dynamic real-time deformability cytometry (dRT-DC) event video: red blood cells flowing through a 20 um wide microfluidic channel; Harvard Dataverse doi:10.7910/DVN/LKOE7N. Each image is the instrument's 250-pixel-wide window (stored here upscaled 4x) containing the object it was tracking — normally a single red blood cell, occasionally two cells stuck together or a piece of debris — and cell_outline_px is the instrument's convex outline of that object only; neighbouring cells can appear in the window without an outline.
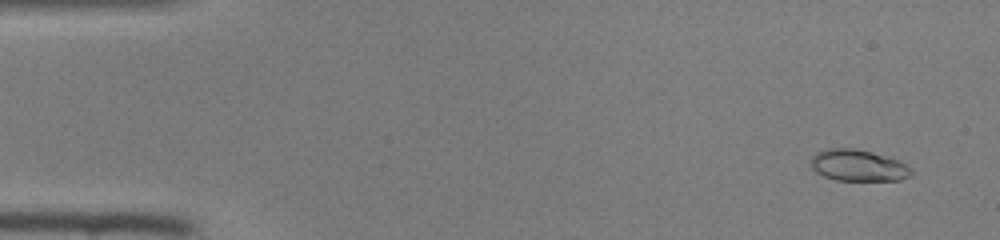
{"species": "common noctule bat (a hibernating species)", "species_latin": "Nyctalus noctula", "temperature_condition": "room temperature", "stored_images_in_passage": 47, "camera_frame_rate_fps": 3000, "um_per_image_px": 0.085, "animal": {"sex": "female", "body_mass_g": 22.0, "forearm_length_mm": 56.7}, "frame": {"image": 1, "passage_image": 3, "time_ms": 0.667, "image_size_px": [1000, 240], "cell_outline_px": [[912, 176], [900, 180], [836, 180], [824, 176], [816, 172], [812, 168], [812, 156], [816, 152], [828, 148], [856, 148], [872, 152], [896, 160], [912, 168]], "centroid_in_image_um": [72.94, 14.06], "position_along_channel_um": 12.1, "area_um2": 18.32}}
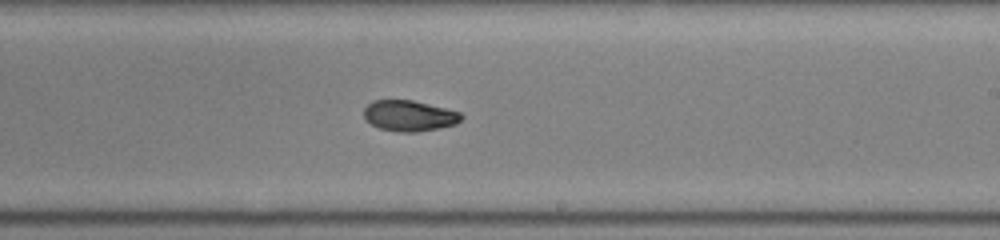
{"frame": {"image": 2, "passage_image": 28, "time_ms": 9.0, "image_size_px": [1000, 240], "cell_outline_px": [[464, 116], [456, 124], [440, 128], [416, 132], [400, 132], [380, 128], [364, 120], [364, 108], [372, 100], [412, 100], [460, 112]], "centroid_in_image_um": [34.77, 9.84], "position_along_channel_um": 254.2, "area_um2": 17.46}}
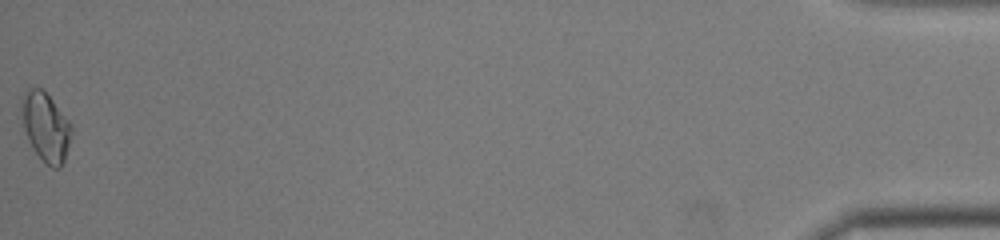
{"frame": {"image": 3, "passage_image": 47, "time_ms": 15.333, "image_size_px": [1000, 240], "cell_outline_px": [[72, 132], [64, 160], [60, 168], [52, 168], [32, 148], [28, 140], [24, 128], [20, 112], [20, 96], [24, 92], [32, 88], [40, 88], [52, 100], [72, 124]], "centroid_in_image_um": [3.86, 10.76], "position_along_channel_um": 431.3, "area_um2": 19.88}}